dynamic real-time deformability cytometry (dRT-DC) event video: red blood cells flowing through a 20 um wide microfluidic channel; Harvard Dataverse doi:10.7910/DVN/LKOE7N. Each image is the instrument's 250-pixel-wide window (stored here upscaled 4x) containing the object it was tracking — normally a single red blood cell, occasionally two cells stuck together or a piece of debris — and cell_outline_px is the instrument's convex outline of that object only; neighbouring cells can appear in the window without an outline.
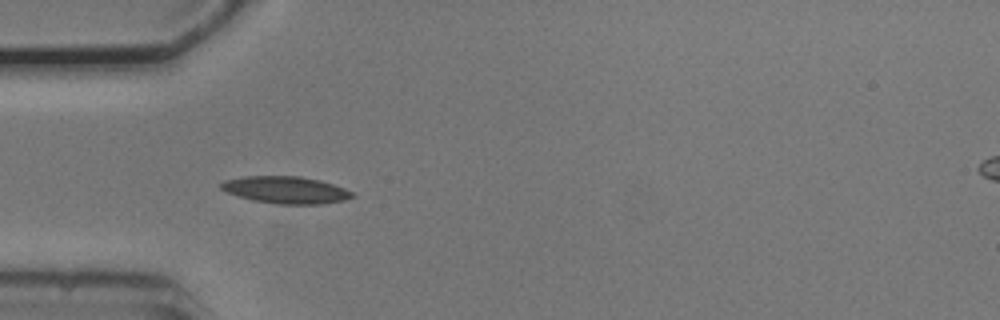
{"species": "common noctule bat (a hibernating species)", "species_latin": "Nyctalus noctula", "temperature_condition": "cold", "stored_images_in_passage": 11, "camera_frame_rate_fps": 3000, "um_per_image_px": 0.085, "animal": {"sex": "male", "body_mass_g": 20.5, "forearm_length_mm": 52.5}, "frame": {"image": 1, "passage_image": 1, "time_ms": 0.0, "image_size_px": [1000, 320], "cell_outline_px": [[356, 196], [344, 200], [320, 204], [276, 204], [252, 200], [228, 192], [220, 188], [220, 184], [224, 180], [244, 176], [300, 176], [320, 180], [344, 188], [352, 192]], "centroid_in_image_um": [24.3, 16.14], "position_along_channel_um": 60.7, "area_um2": 20.63}}